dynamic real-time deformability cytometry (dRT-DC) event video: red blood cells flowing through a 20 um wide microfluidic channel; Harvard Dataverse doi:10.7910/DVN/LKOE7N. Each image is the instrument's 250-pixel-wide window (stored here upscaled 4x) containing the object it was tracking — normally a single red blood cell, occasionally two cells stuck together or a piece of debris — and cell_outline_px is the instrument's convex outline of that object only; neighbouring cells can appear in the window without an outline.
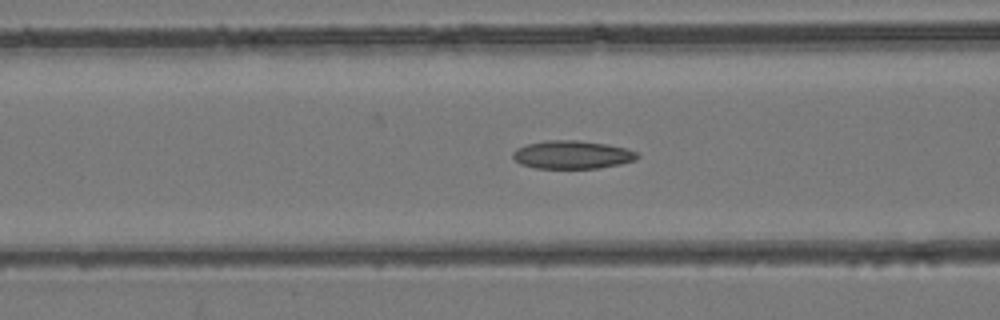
{"species": "common noctule bat (a hibernating species)", "species_latin": "Nyctalus noctula", "temperature_condition": "room temperature", "stored_images_in_passage": 44, "camera_frame_rate_fps": 3000, "um_per_image_px": 0.085, "animal": {"sex": "female", "body_mass_g": 24.6, "forearm_length_mm": 56.2}, "frame": {"image": 1, "passage_image": 17, "time_ms": 5.333, "image_size_px": [1000, 320], "cell_outline_px": [[640, 156], [636, 160], [620, 164], [600, 168], [536, 168], [520, 164], [512, 156], [512, 152], [516, 148], [528, 144], [544, 140], [576, 140], [608, 144], [624, 148], [636, 152]], "centroid_in_image_um": [48.63, 13.15], "position_along_channel_um": 118.0, "area_um2": 20.46}}
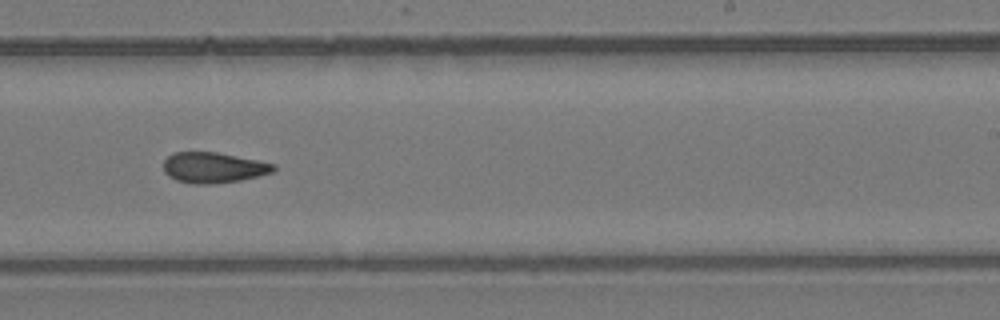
{"frame": {"image": 2, "passage_image": 27, "time_ms": 8.667, "image_size_px": [1000, 320], "cell_outline_px": [[276, 172], [260, 176], [240, 180], [212, 184], [192, 184], [176, 180], [168, 176], [164, 172], [164, 160], [172, 152], [216, 152], [276, 164]], "centroid_in_image_um": [18.15, 14.25], "position_along_channel_um": 270.8, "area_um2": 19.77}}
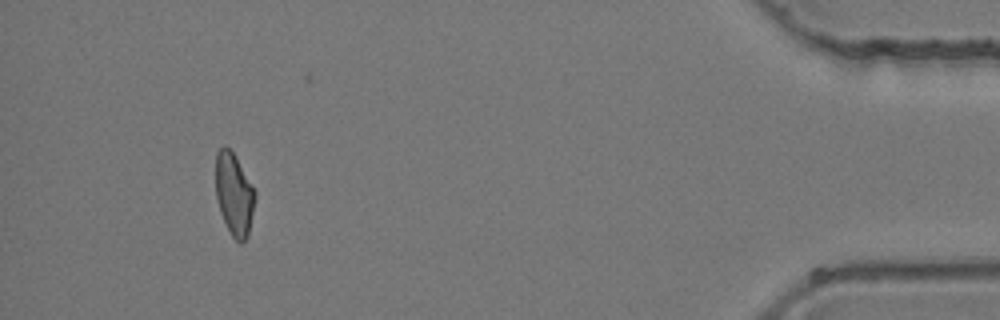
{"frame": {"image": 3, "passage_image": 41, "time_ms": 13.333, "image_size_px": [1000, 320], "cell_outline_px": [[256, 196], [248, 236], [240, 244], [232, 236], [220, 212], [216, 196], [216, 152], [224, 144], [232, 152], [252, 184], [256, 192]], "centroid_in_image_um": [19.9, 16.51], "position_along_channel_um": 415.3, "area_um2": 18.73}}